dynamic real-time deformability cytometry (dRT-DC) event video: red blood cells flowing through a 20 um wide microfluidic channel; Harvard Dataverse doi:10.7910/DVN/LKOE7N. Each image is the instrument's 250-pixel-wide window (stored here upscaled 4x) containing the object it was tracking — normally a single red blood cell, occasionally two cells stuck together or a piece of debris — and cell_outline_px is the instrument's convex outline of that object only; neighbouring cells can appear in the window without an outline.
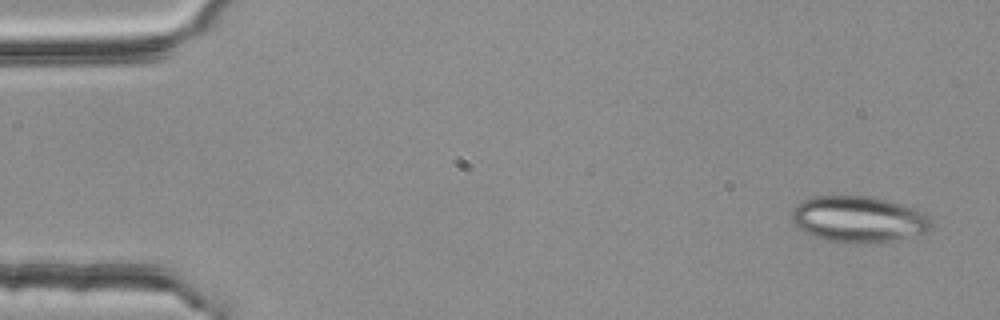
{"species": "common noctule bat (a hibernating species)", "species_latin": "Nyctalus noctula", "temperature_condition": "room temperature", "stored_images_in_passage": 4, "camera_frame_rate_fps": 3000, "um_per_image_px": 0.085, "animal": {"sex": "female", "body_mass_g": 25.1}, "frame": {"image": 1, "passage_image": 1, "time_ms": 0.0, "image_size_px": [1000, 320], "cell_outline_px": [[936, 224], [928, 232], [888, 240], [864, 244], [844, 244], [824, 240], [812, 236], [804, 232], [792, 220], [792, 208], [800, 200], [812, 196], [872, 196], [900, 204], [912, 208], [920, 212]], "centroid_in_image_um": [72.92, 18.64], "position_along_channel_um": 12.1, "area_um2": 37.74}}